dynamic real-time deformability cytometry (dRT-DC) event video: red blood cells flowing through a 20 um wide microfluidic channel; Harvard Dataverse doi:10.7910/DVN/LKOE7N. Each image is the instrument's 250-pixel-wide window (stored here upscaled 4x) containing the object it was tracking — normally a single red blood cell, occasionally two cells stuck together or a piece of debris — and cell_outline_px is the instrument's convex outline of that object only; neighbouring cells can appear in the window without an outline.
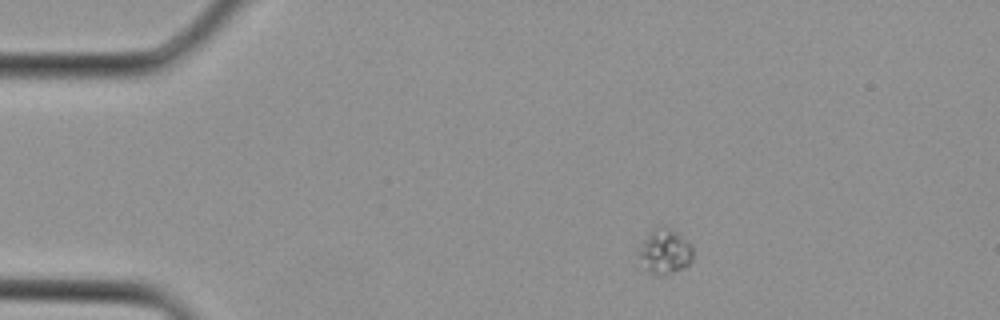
{"species": "Egyptian fruit bat (a non-hibernating species)", "species_latin": "Rousettus aegyptiacus", "temperature_condition": "cold", "stored_images_in_passage": 2, "camera_frame_rate_fps": 3000, "um_per_image_px": 0.085, "animal": {"sex": "female"}, "frame": {"image": 1, "passage_image": 1, "time_ms": 0.0, "image_size_px": [1000, 320], "cell_outline_px": [[692, 260], [688, 264], [672, 272], [660, 276], [656, 276], [648, 272], [644, 268], [636, 256], [648, 232], [652, 228], [660, 224], [676, 232], [688, 240], [692, 244]], "centroid_in_image_um": [56.47, 21.36], "position_along_channel_um": 28.5, "area_um2": 14.39}}